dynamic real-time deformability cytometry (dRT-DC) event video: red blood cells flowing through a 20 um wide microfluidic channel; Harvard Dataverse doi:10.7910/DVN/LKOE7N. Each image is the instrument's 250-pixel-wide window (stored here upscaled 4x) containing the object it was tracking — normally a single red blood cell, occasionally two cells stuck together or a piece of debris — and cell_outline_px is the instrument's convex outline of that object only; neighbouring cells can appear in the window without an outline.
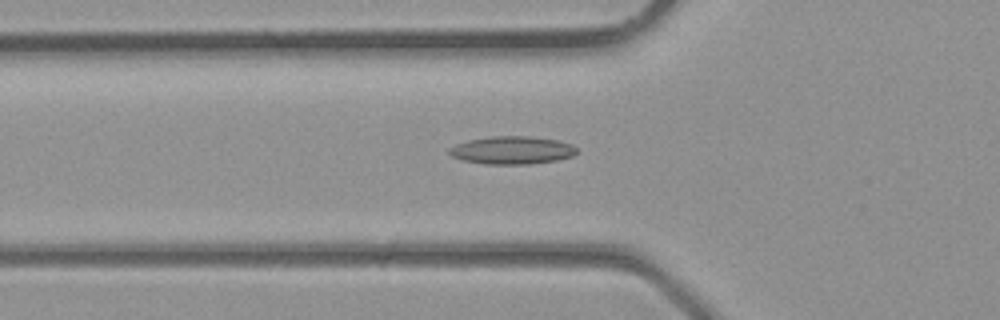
{"species": "common noctule bat (a hibernating species)", "species_latin": "Nyctalus noctula", "temperature_condition": "room temperature", "stored_images_in_passage": 5, "camera_frame_rate_fps": 3000, "um_per_image_px": 0.085, "animal": {"sex": "male", "body_mass_g": 23.1, "forearm_length_mm": 52.7}, "frame": {"image": 1, "passage_image": 5, "time_ms": 1.333, "image_size_px": [1000, 320], "cell_outline_px": [[576, 152], [572, 156], [556, 160], [528, 164], [484, 164], [464, 160], [452, 156], [448, 152], [448, 148], [456, 144], [468, 140], [492, 136], [528, 136], [560, 140], [572, 144], [576, 148]], "centroid_in_image_um": [43.52, 12.76], "position_along_channel_um": 82.3, "area_um2": 20.69}}